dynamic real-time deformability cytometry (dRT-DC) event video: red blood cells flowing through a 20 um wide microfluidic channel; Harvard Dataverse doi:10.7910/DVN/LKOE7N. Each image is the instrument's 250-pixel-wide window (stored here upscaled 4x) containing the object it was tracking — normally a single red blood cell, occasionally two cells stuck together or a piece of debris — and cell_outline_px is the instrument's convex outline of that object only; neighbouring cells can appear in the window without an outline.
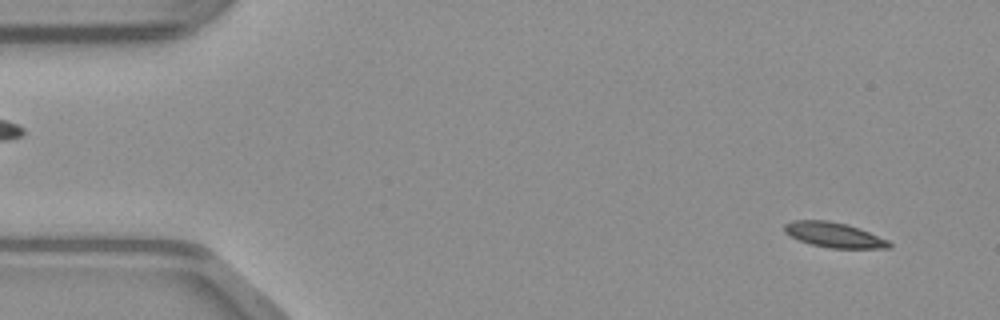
{"species": "common noctule bat (a hibernating species)", "species_latin": "Nyctalus noctula", "temperature_condition": "warm", "stored_images_in_passage": 48, "camera_frame_rate_fps": 3000, "um_per_image_px": 0.085, "animal": {"sex": "male", "body_mass_g": 23.1, "forearm_length_mm": 52.7}, "frame": {"image": 1, "passage_image": 3, "time_ms": 0.667, "image_size_px": [1000, 320], "cell_outline_px": [[892, 244], [888, 248], [828, 248], [812, 244], [800, 240], [784, 232], [784, 224], [792, 220], [828, 220], [848, 224], [888, 240]], "centroid_in_image_um": [70.87, 19.95], "position_along_channel_um": 14.1, "area_um2": 15.14}}
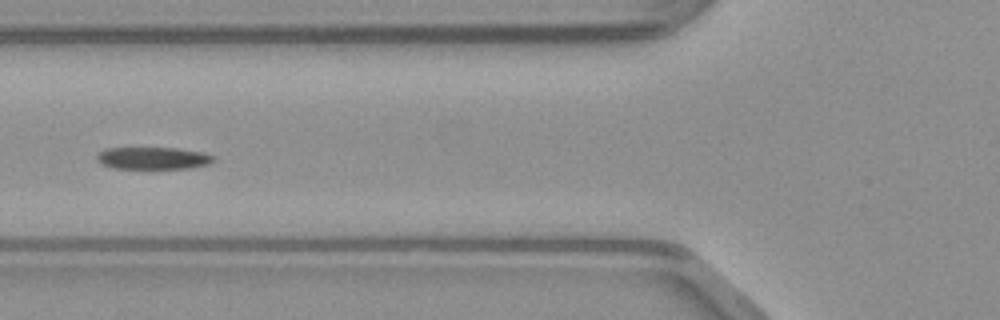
{"frame": {"image": 2, "passage_image": 18, "time_ms": 5.667, "image_size_px": [1000, 320], "cell_outline_px": [[216, 160], [208, 164], [192, 168], [112, 168], [100, 164], [96, 160], [96, 156], [104, 148], [176, 148], [200, 152], [216, 156]], "centroid_in_image_um": [13.0, 13.44], "position_along_channel_um": 112.8, "area_um2": 15.14}}
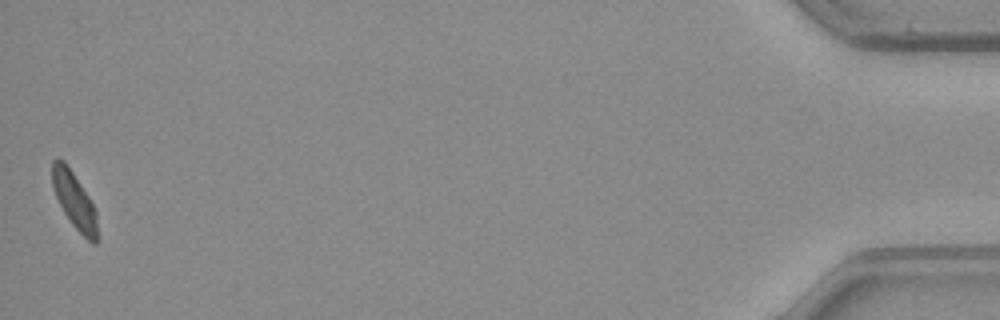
{"frame": {"image": 3, "passage_image": 48, "time_ms": 15.667, "image_size_px": [1000, 320], "cell_outline_px": [[96, 244], [92, 244], [72, 224], [64, 212], [52, 188], [52, 160], [64, 160], [88, 196], [96, 212]], "centroid_in_image_um": [6.29, 17.02], "position_along_channel_um": 428.9, "area_um2": 14.28}}